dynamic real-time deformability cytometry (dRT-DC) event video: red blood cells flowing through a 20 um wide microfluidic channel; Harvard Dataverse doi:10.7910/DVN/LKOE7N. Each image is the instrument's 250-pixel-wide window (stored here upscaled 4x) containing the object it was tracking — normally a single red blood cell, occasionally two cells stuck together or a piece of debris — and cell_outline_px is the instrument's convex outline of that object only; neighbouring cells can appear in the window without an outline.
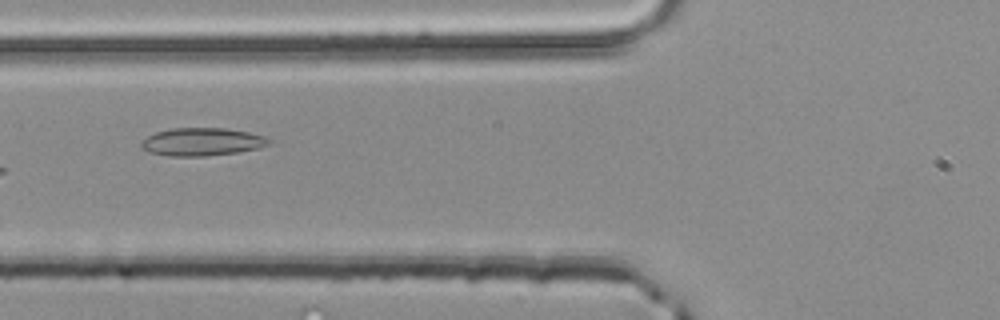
{"species": "common noctule bat (a hibernating species)", "species_latin": "Nyctalus noctula", "temperature_condition": "room temperature", "stored_images_in_passage": 4, "camera_frame_rate_fps": 3000, "um_per_image_px": 0.085, "animal": {"sex": "male", "body_mass_g": 20.4}, "frame": {"image": 1, "passage_image": 4, "time_ms": 1.0, "image_size_px": [1000, 320], "cell_outline_px": [[272, 144], [260, 148], [236, 152], [204, 156], [168, 156], [148, 152], [140, 148], [140, 140], [156, 132], [172, 128], [228, 128], [248, 132], [264, 136], [272, 140]], "centroid_in_image_um": [17.16, 12.05], "position_along_channel_um": 108.6, "area_um2": 20.98}}